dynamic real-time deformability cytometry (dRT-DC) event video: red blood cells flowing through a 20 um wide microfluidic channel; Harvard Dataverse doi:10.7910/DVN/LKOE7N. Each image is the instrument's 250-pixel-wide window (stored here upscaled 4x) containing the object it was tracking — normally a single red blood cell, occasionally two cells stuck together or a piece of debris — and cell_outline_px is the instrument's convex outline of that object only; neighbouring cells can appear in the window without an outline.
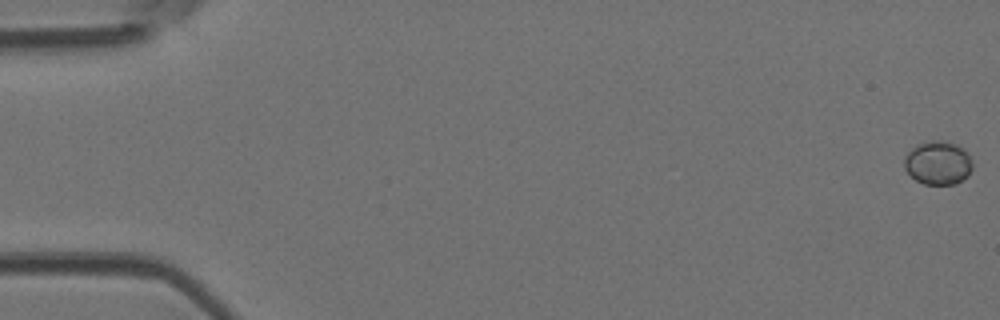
{"species": "Egyptian fruit bat (a non-hibernating species)", "species_latin": "Rousettus aegyptiacus", "temperature_condition": "room temperature", "stored_images_in_passage": 5, "camera_frame_rate_fps": 3000, "um_per_image_px": 0.085, "animal": {"sex": "female"}, "frame": {"image": 1, "passage_image": 1, "time_ms": 0.0, "image_size_px": [1000, 320], "cell_outline_px": [[972, 168], [968, 176], [956, 184], [924, 184], [916, 180], [904, 168], [904, 156], [916, 144], [932, 140], [944, 140], [956, 144], [964, 148], [968, 152], [972, 160]], "centroid_in_image_um": [79.75, 13.83], "position_along_channel_um": 5.3, "area_um2": 17.57}}
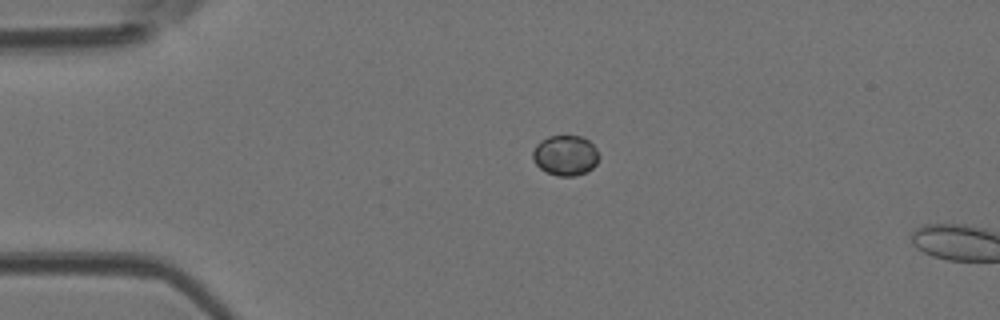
{"frame": {"image": 2, "passage_image": 4, "time_ms": 1.0, "image_size_px": [1000, 320], "cell_outline_px": [[600, 156], [596, 164], [592, 168], [576, 176], [556, 176], [540, 168], [536, 164], [532, 156], [532, 152], [536, 144], [540, 140], [548, 136], [580, 136], [588, 140], [596, 148]], "centroid_in_image_um": [48.05, 13.2], "position_along_channel_um": 36.9, "area_um2": 15.55}}